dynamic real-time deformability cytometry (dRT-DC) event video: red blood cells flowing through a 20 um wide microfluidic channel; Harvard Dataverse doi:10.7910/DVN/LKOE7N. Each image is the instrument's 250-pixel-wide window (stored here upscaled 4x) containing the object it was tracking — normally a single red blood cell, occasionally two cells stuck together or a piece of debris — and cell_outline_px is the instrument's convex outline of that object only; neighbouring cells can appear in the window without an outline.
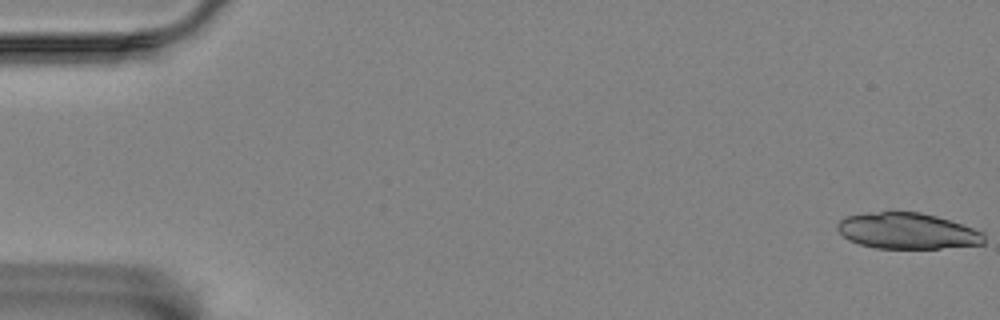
{"species": "Egyptian fruit bat (a non-hibernating species)", "species_latin": "Rousettus aegyptiacus", "temperature_condition": "room temperature", "stored_images_in_passage": 47, "camera_frame_rate_fps": 3000, "um_per_image_px": 0.085, "animal": {"sex": "female"}, "frame": {"image": 1, "passage_image": 1, "time_ms": 0.0, "image_size_px": [1000, 320], "cell_outline_px": [[984, 244], [940, 248], [876, 248], [860, 244], [848, 240], [836, 228], [836, 224], [844, 216], [868, 212], [920, 212], [936, 216], [984, 232]], "centroid_in_image_um": [77.08, 19.63], "position_along_channel_um": 7.9, "area_um2": 30.69}}
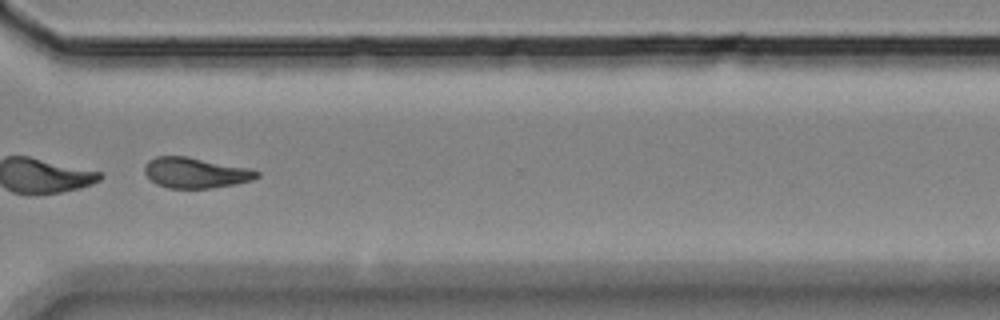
{"frame": {"image": 2, "passage_image": 44, "time_ms": 14.333, "image_size_px": [1000, 320], "cell_outline_px": [[260, 176], [252, 180], [236, 184], [212, 188], [168, 188], [156, 184], [144, 172], [144, 164], [148, 160], [156, 156], [188, 156], [252, 168], [260, 172]], "centroid_in_image_um": [16.65, 14.67], "position_along_channel_um": 354.0, "area_um2": 20.29}, "authors_computed_cell_mechanics": {"area_um2": 20.2878, "velocity_mm_per_s": 3.4433, "shape_relaxation_time_tau1_ms": 2.6841, "shape_relaxation_time_tau2_ms": null, "deformation_change_tau1": 0.2784, "deformation_change_tau2": null}}